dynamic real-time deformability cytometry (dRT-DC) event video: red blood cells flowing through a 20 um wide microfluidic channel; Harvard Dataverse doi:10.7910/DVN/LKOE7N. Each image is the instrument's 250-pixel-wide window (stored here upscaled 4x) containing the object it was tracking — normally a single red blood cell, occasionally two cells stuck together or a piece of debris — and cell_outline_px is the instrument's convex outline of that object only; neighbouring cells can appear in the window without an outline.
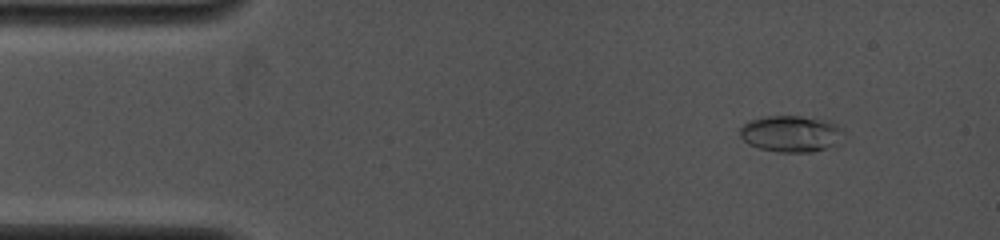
{"species": "common noctule bat (a hibernating species)", "species_latin": "Nyctalus noctula", "temperature_condition": "cold", "stored_images_in_passage": 12, "camera_frame_rate_fps": 4000, "um_per_image_px": 0.085, "animal": {"sex": "female", "body_mass_g": 19.0, "forearm_length_mm": 53.3}, "frame": {"image": 1, "passage_image": 2, "time_ms": 1.0, "image_size_px": [1000, 240], "cell_outline_px": [[844, 132], [840, 144], [812, 152], [780, 152], [760, 148], [748, 144], [740, 136], [740, 128], [748, 120], [768, 116], [800, 116], [832, 120], [840, 124], [844, 128]], "centroid_in_image_um": [67.32, 11.35], "position_along_channel_um": 17.7, "area_um2": 22.48}}
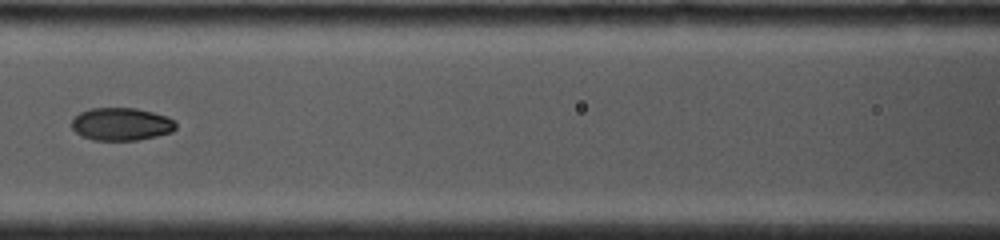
{"frame": {"image": 2, "passage_image": 7, "time_ms": 6.25, "image_size_px": [1000, 240], "cell_outline_px": [[176, 128], [172, 132], [156, 136], [136, 140], [92, 140], [76, 132], [72, 128], [72, 120], [80, 112], [88, 108], [136, 108], [168, 116], [176, 120]], "centroid_in_image_um": [10.34, 10.54], "position_along_channel_um": 156.3, "area_um2": 19.94}}
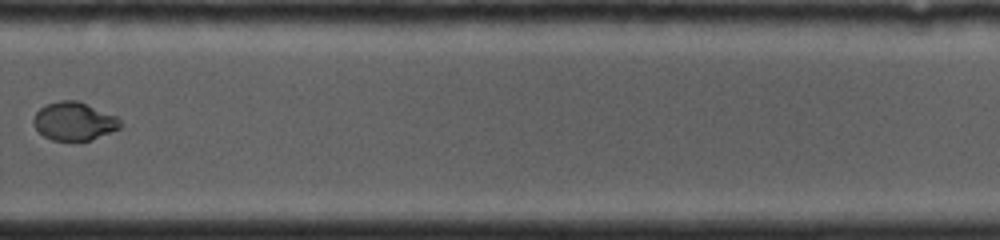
{"frame": {"image": 3, "passage_image": 11, "time_ms": 10.25, "image_size_px": [1000, 240], "cell_outline_px": [[124, 124], [120, 128], [92, 140], [52, 140], [44, 136], [32, 124], [32, 120], [36, 112], [40, 108], [48, 104], [60, 100], [76, 100], [116, 116]], "centroid_in_image_um": [6.3, 10.31], "position_along_channel_um": 323.5, "area_um2": 19.25}}